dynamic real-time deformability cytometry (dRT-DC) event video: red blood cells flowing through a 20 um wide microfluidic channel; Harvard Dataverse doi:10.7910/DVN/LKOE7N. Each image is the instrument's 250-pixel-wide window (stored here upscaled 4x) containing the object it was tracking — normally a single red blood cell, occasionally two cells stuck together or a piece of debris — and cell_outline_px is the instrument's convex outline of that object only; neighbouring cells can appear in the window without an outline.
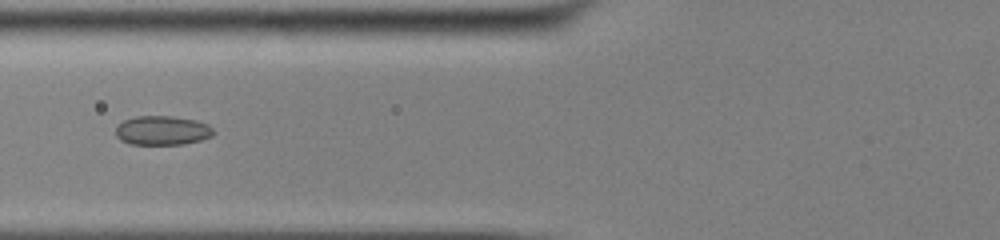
{"species": "common noctule bat (a hibernating species)", "species_latin": "Nyctalus noctula", "temperature_condition": "cold", "stored_images_in_passage": 55, "camera_frame_rate_fps": 3000, "um_per_image_px": 0.085, "animal": {"sex": "male", "body_mass_g": 13.0, "forearm_length_mm": 53.1}, "frame": {"image": 1, "passage_image": 24, "time_ms": 7.667, "image_size_px": [1000, 240], "cell_outline_px": [[216, 132], [212, 136], [200, 140], [184, 144], [128, 144], [120, 140], [116, 136], [116, 128], [124, 120], [136, 116], [172, 116], [196, 120], [208, 124]], "centroid_in_image_um": [13.81, 11.09], "position_along_channel_um": 112.0, "area_um2": 16.7}}
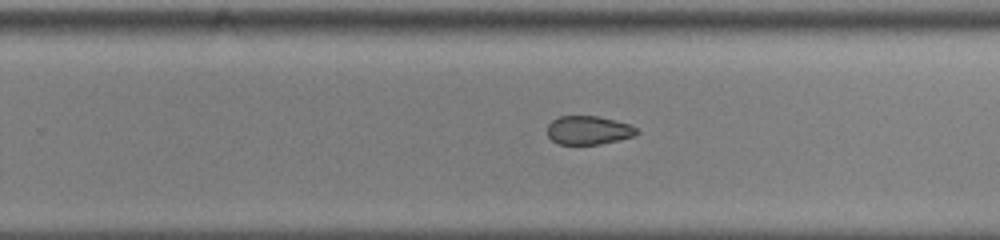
{"frame": {"image": 2, "passage_image": 37, "time_ms": 12.0, "image_size_px": [1000, 240], "cell_outline_px": [[640, 132], [632, 136], [600, 144], [556, 144], [548, 136], [548, 124], [552, 120], [560, 116], [596, 116], [628, 124], [636, 128]], "centroid_in_image_um": [49.97, 11.07], "position_along_channel_um": 279.8, "area_um2": 14.68}}
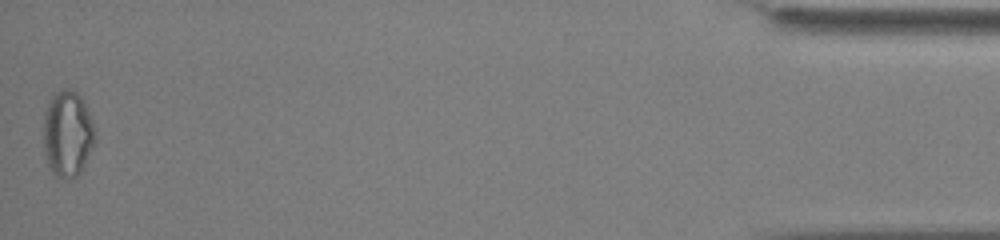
{"frame": {"image": 3, "passage_image": 55, "time_ms": 18.0, "image_size_px": [1000, 240], "cell_outline_px": [[96, 140], [80, 172], [76, 176], [64, 180], [56, 176], [48, 168], [44, 152], [44, 112], [48, 100], [56, 92], [64, 88], [68, 88], [76, 92], [80, 96], [92, 120], [96, 132]], "centroid_in_image_um": [5.73, 11.38], "position_along_channel_um": 429.5, "area_um2": 26.07}, "authors_computed_cell_mechanics": {"area_um2": 18.2648, "velocity_mm_per_s": 3.8821, "shape_relaxation_time_tau1_ms": null, "shape_relaxation_time_tau2_ms": 4.3439, "deformation_change_tau1": null, "deformation_change_tau2": 0.0885}}